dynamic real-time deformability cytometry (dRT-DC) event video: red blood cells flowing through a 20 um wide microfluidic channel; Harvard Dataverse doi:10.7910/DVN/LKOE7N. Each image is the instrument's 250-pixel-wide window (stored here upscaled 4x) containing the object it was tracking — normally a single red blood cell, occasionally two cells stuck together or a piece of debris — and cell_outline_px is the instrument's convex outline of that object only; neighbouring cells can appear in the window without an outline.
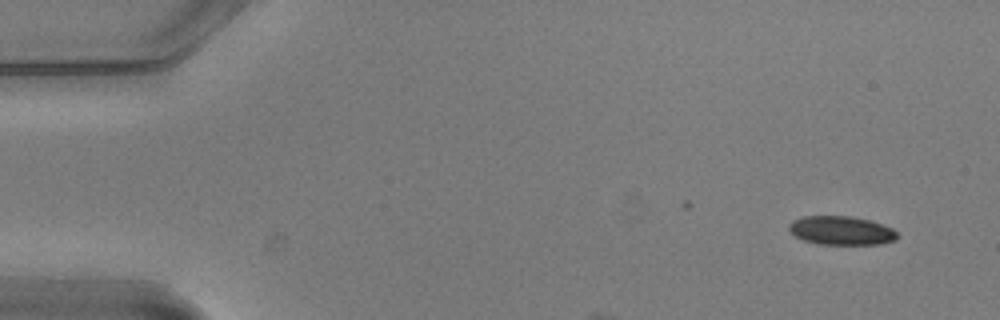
{"species": "common noctule bat (a hibernating species)", "species_latin": "Nyctalus noctula", "temperature_condition": "warm", "stored_images_in_passage": 2, "camera_frame_rate_fps": 3000, "um_per_image_px": 0.085, "animal": {"sex": "male", "body_mass_g": 20.5, "forearm_length_mm": 52.5}, "frame": {"image": 1, "passage_image": 2, "time_ms": 0.333, "image_size_px": [1000, 320], "cell_outline_px": [[900, 236], [896, 240], [880, 244], [816, 244], [804, 240], [796, 236], [788, 228], [788, 224], [792, 220], [804, 216], [852, 216], [872, 220], [892, 228]], "centroid_in_image_um": [71.53, 19.59], "position_along_channel_um": 13.5, "area_um2": 18.32}}